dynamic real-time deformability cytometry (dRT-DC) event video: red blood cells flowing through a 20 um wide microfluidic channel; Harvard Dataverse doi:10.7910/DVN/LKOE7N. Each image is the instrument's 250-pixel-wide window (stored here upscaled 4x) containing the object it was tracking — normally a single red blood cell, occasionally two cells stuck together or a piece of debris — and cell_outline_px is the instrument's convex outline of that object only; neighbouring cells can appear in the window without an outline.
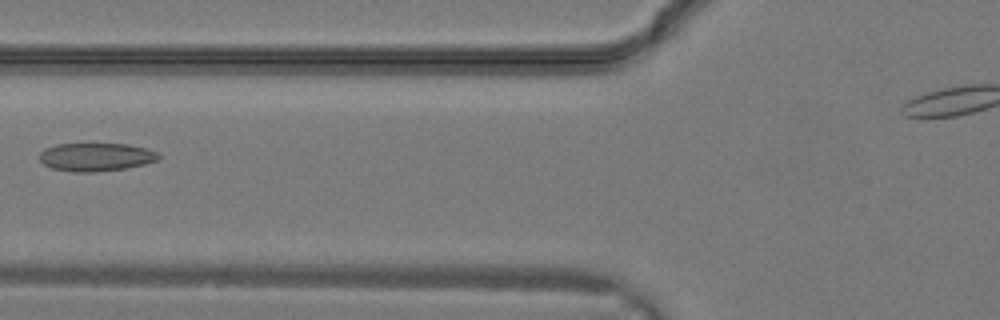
{"species": "common noctule bat (a hibernating species)", "species_latin": "Nyctalus noctula", "temperature_condition": "warm", "stored_images_in_passage": 7, "camera_frame_rate_fps": 3000, "um_per_image_px": 0.085, "animal": {"sex": "male", "body_mass_g": 19.2, "forearm_length_mm": 51.8}, "frame": {"image": 1, "passage_image": 6, "time_ms": 1.667, "image_size_px": [1000, 320], "cell_outline_px": [[160, 160], [144, 164], [124, 168], [96, 172], [72, 172], [52, 168], [44, 164], [40, 160], [40, 152], [44, 148], [56, 144], [128, 144], [148, 148], [156, 152], [160, 156]], "centroid_in_image_um": [8.16, 13.34], "position_along_channel_um": 117.6, "area_um2": 19.65}}